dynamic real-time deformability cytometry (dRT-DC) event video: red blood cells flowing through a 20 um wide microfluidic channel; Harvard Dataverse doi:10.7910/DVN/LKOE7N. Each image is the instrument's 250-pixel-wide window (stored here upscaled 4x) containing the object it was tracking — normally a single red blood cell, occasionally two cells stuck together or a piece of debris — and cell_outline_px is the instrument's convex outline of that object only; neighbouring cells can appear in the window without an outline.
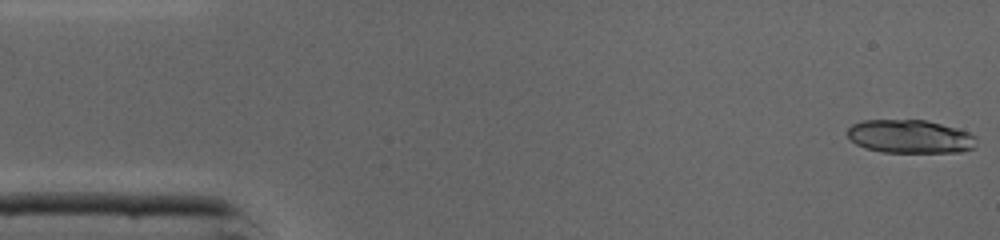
{"species": "common noctule bat (a hibernating species)", "species_latin": "Nyctalus noctula", "temperature_condition": "cold", "stored_images_in_passage": 45, "segment_of_instrument_passage": [1, 2], "camera_frame_rate_fps": 3000, "um_per_image_px": 0.085, "animal": {"sex": "male", "body_mass_g": 19.0, "forearm_length_mm": 50.8}, "frame": {"image": 1, "passage_image": 1, "time_ms": 0.0, "image_size_px": [1000, 240], "cell_outline_px": [[976, 148], [960, 152], [880, 152], [864, 148], [856, 144], [848, 136], [848, 128], [852, 124], [864, 120], [924, 120], [956, 128], [968, 132], [976, 136]], "centroid_in_image_um": [77.36, 11.61], "position_along_channel_um": 7.6, "area_um2": 25.14}}
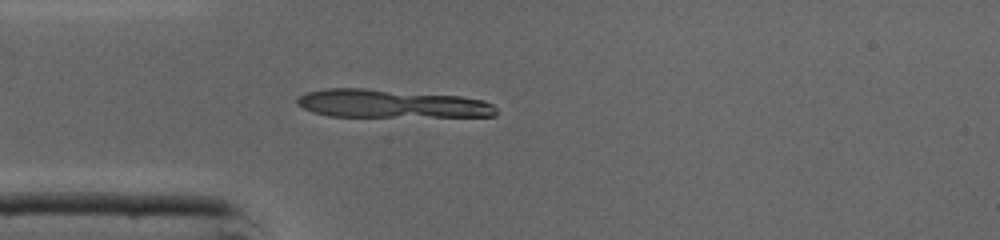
{"frame": {"image": 2, "passage_image": 12, "time_ms": 3.667, "image_size_px": [1000, 240], "cell_outline_px": [[500, 112], [496, 116], [328, 116], [312, 112], [296, 104], [296, 100], [300, 96], [308, 92], [324, 88], [364, 88], [460, 96], [484, 100], [492, 104]], "centroid_in_image_um": [33.27, 8.81], "position_along_channel_um": 51.7, "area_um2": 32.71}}